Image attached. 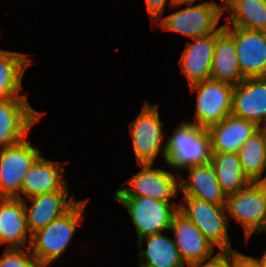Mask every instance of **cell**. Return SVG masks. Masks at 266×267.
I'll return each mask as SVG.
<instances>
[{
	"label": "cell",
	"instance_id": "1",
	"mask_svg": "<svg viewBox=\"0 0 266 267\" xmlns=\"http://www.w3.org/2000/svg\"><path fill=\"white\" fill-rule=\"evenodd\" d=\"M88 201L79 200L67 213L32 234L30 250L42 267L58 262L66 253L78 226L85 221Z\"/></svg>",
	"mask_w": 266,
	"mask_h": 267
},
{
	"label": "cell",
	"instance_id": "2",
	"mask_svg": "<svg viewBox=\"0 0 266 267\" xmlns=\"http://www.w3.org/2000/svg\"><path fill=\"white\" fill-rule=\"evenodd\" d=\"M166 137L164 164L180 174L189 166L211 162L210 138L206 128L183 121Z\"/></svg>",
	"mask_w": 266,
	"mask_h": 267
},
{
	"label": "cell",
	"instance_id": "3",
	"mask_svg": "<svg viewBox=\"0 0 266 267\" xmlns=\"http://www.w3.org/2000/svg\"><path fill=\"white\" fill-rule=\"evenodd\" d=\"M182 5L185 7L181 8ZM175 7H178L176 11L155 22L156 27L159 25L164 31L182 34L191 40L215 33L221 27L223 10L215 3L200 1L199 4H177L171 8Z\"/></svg>",
	"mask_w": 266,
	"mask_h": 267
},
{
	"label": "cell",
	"instance_id": "4",
	"mask_svg": "<svg viewBox=\"0 0 266 267\" xmlns=\"http://www.w3.org/2000/svg\"><path fill=\"white\" fill-rule=\"evenodd\" d=\"M159 115V105L145 101L140 113L128 124L137 164H154L159 155L165 161L167 135Z\"/></svg>",
	"mask_w": 266,
	"mask_h": 267
},
{
	"label": "cell",
	"instance_id": "5",
	"mask_svg": "<svg viewBox=\"0 0 266 267\" xmlns=\"http://www.w3.org/2000/svg\"><path fill=\"white\" fill-rule=\"evenodd\" d=\"M225 209L228 222L232 218L242 225L245 243L252 234L266 232V191L260 182L227 195Z\"/></svg>",
	"mask_w": 266,
	"mask_h": 267
},
{
	"label": "cell",
	"instance_id": "6",
	"mask_svg": "<svg viewBox=\"0 0 266 267\" xmlns=\"http://www.w3.org/2000/svg\"><path fill=\"white\" fill-rule=\"evenodd\" d=\"M113 199L127 210L138 240L169 231L179 206V203L163 202L147 196H114Z\"/></svg>",
	"mask_w": 266,
	"mask_h": 267
},
{
	"label": "cell",
	"instance_id": "7",
	"mask_svg": "<svg viewBox=\"0 0 266 267\" xmlns=\"http://www.w3.org/2000/svg\"><path fill=\"white\" fill-rule=\"evenodd\" d=\"M178 211L193 222L220 252L234 250L228 232L225 205H216L191 196H183Z\"/></svg>",
	"mask_w": 266,
	"mask_h": 267
},
{
	"label": "cell",
	"instance_id": "8",
	"mask_svg": "<svg viewBox=\"0 0 266 267\" xmlns=\"http://www.w3.org/2000/svg\"><path fill=\"white\" fill-rule=\"evenodd\" d=\"M141 168L115 191L114 196H143L163 202H175L180 194L179 174L154 164H138ZM173 199V201H172Z\"/></svg>",
	"mask_w": 266,
	"mask_h": 267
},
{
	"label": "cell",
	"instance_id": "9",
	"mask_svg": "<svg viewBox=\"0 0 266 267\" xmlns=\"http://www.w3.org/2000/svg\"><path fill=\"white\" fill-rule=\"evenodd\" d=\"M191 93L196 92L194 120L187 121L199 127L221 122L232 111V92L234 85L207 79L189 86Z\"/></svg>",
	"mask_w": 266,
	"mask_h": 267
},
{
	"label": "cell",
	"instance_id": "10",
	"mask_svg": "<svg viewBox=\"0 0 266 267\" xmlns=\"http://www.w3.org/2000/svg\"><path fill=\"white\" fill-rule=\"evenodd\" d=\"M27 138L0 148V198H20L24 175L41 156L42 148Z\"/></svg>",
	"mask_w": 266,
	"mask_h": 267
},
{
	"label": "cell",
	"instance_id": "11",
	"mask_svg": "<svg viewBox=\"0 0 266 267\" xmlns=\"http://www.w3.org/2000/svg\"><path fill=\"white\" fill-rule=\"evenodd\" d=\"M44 114L46 112L34 109L28 98L0 100V148L17 144L28 137Z\"/></svg>",
	"mask_w": 266,
	"mask_h": 267
},
{
	"label": "cell",
	"instance_id": "12",
	"mask_svg": "<svg viewBox=\"0 0 266 267\" xmlns=\"http://www.w3.org/2000/svg\"><path fill=\"white\" fill-rule=\"evenodd\" d=\"M174 242L181 259L188 267L215 258L220 251L209 241L201 230L183 214L177 211L171 222Z\"/></svg>",
	"mask_w": 266,
	"mask_h": 267
},
{
	"label": "cell",
	"instance_id": "13",
	"mask_svg": "<svg viewBox=\"0 0 266 267\" xmlns=\"http://www.w3.org/2000/svg\"><path fill=\"white\" fill-rule=\"evenodd\" d=\"M233 36L239 68L244 78L266 77V32L224 26Z\"/></svg>",
	"mask_w": 266,
	"mask_h": 267
},
{
	"label": "cell",
	"instance_id": "14",
	"mask_svg": "<svg viewBox=\"0 0 266 267\" xmlns=\"http://www.w3.org/2000/svg\"><path fill=\"white\" fill-rule=\"evenodd\" d=\"M67 163L70 161H52L41 155L24 175L20 199L56 191H71L65 179L64 164Z\"/></svg>",
	"mask_w": 266,
	"mask_h": 267
},
{
	"label": "cell",
	"instance_id": "15",
	"mask_svg": "<svg viewBox=\"0 0 266 267\" xmlns=\"http://www.w3.org/2000/svg\"><path fill=\"white\" fill-rule=\"evenodd\" d=\"M231 114L266 126V77L244 78L234 85Z\"/></svg>",
	"mask_w": 266,
	"mask_h": 267
},
{
	"label": "cell",
	"instance_id": "16",
	"mask_svg": "<svg viewBox=\"0 0 266 267\" xmlns=\"http://www.w3.org/2000/svg\"><path fill=\"white\" fill-rule=\"evenodd\" d=\"M69 194L70 191H56L23 200L31 235L67 213L78 202L73 195L69 198Z\"/></svg>",
	"mask_w": 266,
	"mask_h": 267
},
{
	"label": "cell",
	"instance_id": "17",
	"mask_svg": "<svg viewBox=\"0 0 266 267\" xmlns=\"http://www.w3.org/2000/svg\"><path fill=\"white\" fill-rule=\"evenodd\" d=\"M183 171L188 178L183 177L182 173L179 174L182 196H191L216 205H225L226 194L217 181V171L211 162L189 166Z\"/></svg>",
	"mask_w": 266,
	"mask_h": 267
},
{
	"label": "cell",
	"instance_id": "18",
	"mask_svg": "<svg viewBox=\"0 0 266 267\" xmlns=\"http://www.w3.org/2000/svg\"><path fill=\"white\" fill-rule=\"evenodd\" d=\"M32 235L20 198H0V245L5 248L30 247Z\"/></svg>",
	"mask_w": 266,
	"mask_h": 267
},
{
	"label": "cell",
	"instance_id": "19",
	"mask_svg": "<svg viewBox=\"0 0 266 267\" xmlns=\"http://www.w3.org/2000/svg\"><path fill=\"white\" fill-rule=\"evenodd\" d=\"M216 32L186 42L179 61L181 73L185 75L188 86L210 79L211 65L215 49Z\"/></svg>",
	"mask_w": 266,
	"mask_h": 267
},
{
	"label": "cell",
	"instance_id": "20",
	"mask_svg": "<svg viewBox=\"0 0 266 267\" xmlns=\"http://www.w3.org/2000/svg\"><path fill=\"white\" fill-rule=\"evenodd\" d=\"M259 127L248 120L233 114L225 117L221 122L206 128L211 145V152L238 153L242 145Z\"/></svg>",
	"mask_w": 266,
	"mask_h": 267
},
{
	"label": "cell",
	"instance_id": "21",
	"mask_svg": "<svg viewBox=\"0 0 266 267\" xmlns=\"http://www.w3.org/2000/svg\"><path fill=\"white\" fill-rule=\"evenodd\" d=\"M169 232L147 235L136 241L139 248L146 242L145 249H139L137 253L138 267H188L181 259L174 239L166 235Z\"/></svg>",
	"mask_w": 266,
	"mask_h": 267
},
{
	"label": "cell",
	"instance_id": "22",
	"mask_svg": "<svg viewBox=\"0 0 266 267\" xmlns=\"http://www.w3.org/2000/svg\"><path fill=\"white\" fill-rule=\"evenodd\" d=\"M210 79L237 85L244 77L239 68L233 36L221 27L216 31Z\"/></svg>",
	"mask_w": 266,
	"mask_h": 267
},
{
	"label": "cell",
	"instance_id": "23",
	"mask_svg": "<svg viewBox=\"0 0 266 267\" xmlns=\"http://www.w3.org/2000/svg\"><path fill=\"white\" fill-rule=\"evenodd\" d=\"M32 63L26 53L0 49V100L28 98L27 94L20 92L26 69Z\"/></svg>",
	"mask_w": 266,
	"mask_h": 267
},
{
	"label": "cell",
	"instance_id": "24",
	"mask_svg": "<svg viewBox=\"0 0 266 267\" xmlns=\"http://www.w3.org/2000/svg\"><path fill=\"white\" fill-rule=\"evenodd\" d=\"M223 14L224 26L266 32V0H232Z\"/></svg>",
	"mask_w": 266,
	"mask_h": 267
},
{
	"label": "cell",
	"instance_id": "25",
	"mask_svg": "<svg viewBox=\"0 0 266 267\" xmlns=\"http://www.w3.org/2000/svg\"><path fill=\"white\" fill-rule=\"evenodd\" d=\"M211 164L217 171V181L226 196L252 182L243 171L238 153L212 152Z\"/></svg>",
	"mask_w": 266,
	"mask_h": 267
},
{
	"label": "cell",
	"instance_id": "26",
	"mask_svg": "<svg viewBox=\"0 0 266 267\" xmlns=\"http://www.w3.org/2000/svg\"><path fill=\"white\" fill-rule=\"evenodd\" d=\"M244 173L252 182H260L266 171L265 126L257 129L238 151Z\"/></svg>",
	"mask_w": 266,
	"mask_h": 267
},
{
	"label": "cell",
	"instance_id": "27",
	"mask_svg": "<svg viewBox=\"0 0 266 267\" xmlns=\"http://www.w3.org/2000/svg\"><path fill=\"white\" fill-rule=\"evenodd\" d=\"M0 267H42L27 248H5L0 256Z\"/></svg>",
	"mask_w": 266,
	"mask_h": 267
},
{
	"label": "cell",
	"instance_id": "28",
	"mask_svg": "<svg viewBox=\"0 0 266 267\" xmlns=\"http://www.w3.org/2000/svg\"><path fill=\"white\" fill-rule=\"evenodd\" d=\"M144 2L152 26L163 16L166 5L172 7L170 0H144Z\"/></svg>",
	"mask_w": 266,
	"mask_h": 267
},
{
	"label": "cell",
	"instance_id": "29",
	"mask_svg": "<svg viewBox=\"0 0 266 267\" xmlns=\"http://www.w3.org/2000/svg\"><path fill=\"white\" fill-rule=\"evenodd\" d=\"M231 267H261L255 256H248L238 249L231 250Z\"/></svg>",
	"mask_w": 266,
	"mask_h": 267
},
{
	"label": "cell",
	"instance_id": "30",
	"mask_svg": "<svg viewBox=\"0 0 266 267\" xmlns=\"http://www.w3.org/2000/svg\"><path fill=\"white\" fill-rule=\"evenodd\" d=\"M192 267H231V250L220 252L215 258L195 264Z\"/></svg>",
	"mask_w": 266,
	"mask_h": 267
},
{
	"label": "cell",
	"instance_id": "31",
	"mask_svg": "<svg viewBox=\"0 0 266 267\" xmlns=\"http://www.w3.org/2000/svg\"><path fill=\"white\" fill-rule=\"evenodd\" d=\"M232 0H220L218 3V0H210V2L215 3L220 6L222 10L225 9V7L231 2Z\"/></svg>",
	"mask_w": 266,
	"mask_h": 267
},
{
	"label": "cell",
	"instance_id": "32",
	"mask_svg": "<svg viewBox=\"0 0 266 267\" xmlns=\"http://www.w3.org/2000/svg\"><path fill=\"white\" fill-rule=\"evenodd\" d=\"M255 258L259 262L261 267H266V249H265L264 253H262V256L255 257Z\"/></svg>",
	"mask_w": 266,
	"mask_h": 267
},
{
	"label": "cell",
	"instance_id": "33",
	"mask_svg": "<svg viewBox=\"0 0 266 267\" xmlns=\"http://www.w3.org/2000/svg\"><path fill=\"white\" fill-rule=\"evenodd\" d=\"M170 1L172 5H177V4L195 3L197 0H170Z\"/></svg>",
	"mask_w": 266,
	"mask_h": 267
},
{
	"label": "cell",
	"instance_id": "34",
	"mask_svg": "<svg viewBox=\"0 0 266 267\" xmlns=\"http://www.w3.org/2000/svg\"><path fill=\"white\" fill-rule=\"evenodd\" d=\"M260 183L262 184V186L264 187V189L266 191V174H265L264 178L260 181Z\"/></svg>",
	"mask_w": 266,
	"mask_h": 267
},
{
	"label": "cell",
	"instance_id": "35",
	"mask_svg": "<svg viewBox=\"0 0 266 267\" xmlns=\"http://www.w3.org/2000/svg\"><path fill=\"white\" fill-rule=\"evenodd\" d=\"M265 146H266V126H265Z\"/></svg>",
	"mask_w": 266,
	"mask_h": 267
}]
</instances>
